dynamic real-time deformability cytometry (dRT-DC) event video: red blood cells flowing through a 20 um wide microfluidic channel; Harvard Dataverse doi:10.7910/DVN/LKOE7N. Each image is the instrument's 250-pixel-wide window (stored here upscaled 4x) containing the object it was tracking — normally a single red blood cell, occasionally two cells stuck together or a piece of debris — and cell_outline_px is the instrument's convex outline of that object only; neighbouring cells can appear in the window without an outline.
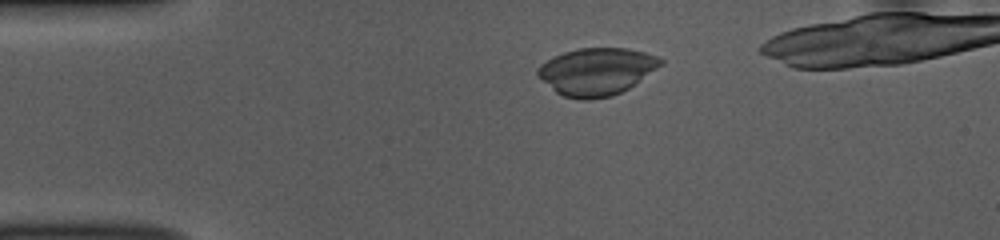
{"species": "common noctule bat (a hibernating species)", "species_latin": "Nyctalus noctula", "temperature_condition": "room temperature", "stored_images_in_passage": 46, "camera_frame_rate_fps": 3000, "um_per_image_px": 0.085, "animal": {"sex": "female", "body_mass_g": 10.0, "forearm_length_mm": 53.1}, "frame": {"image": 1, "passage_image": 10, "time_ms": 3.0, "image_size_px": [1000, 240], "cell_outline_px": [[664, 64], [628, 88], [612, 96], [588, 100], [580, 100], [564, 96], [556, 92], [536, 76], [536, 68], [540, 64], [552, 56], [564, 52], [580, 48], [628, 48], [644, 52], [656, 56], [664, 60]], "centroid_in_image_um": [50.68, 6.07], "position_along_channel_um": 34.3, "area_um2": 34.04}}
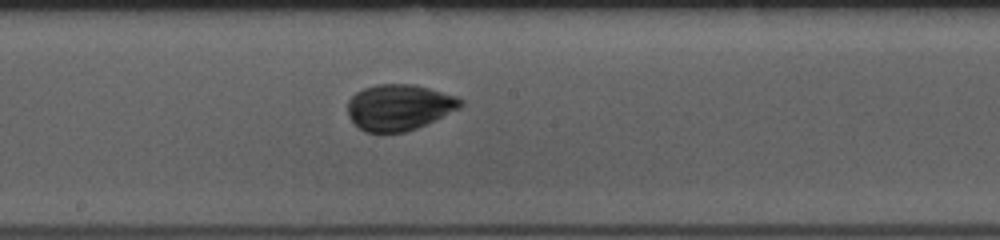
{"frame": {"image": 2, "passage_image": 27, "time_ms": 8.667, "image_size_px": [1000, 240], "cell_outline_px": [[464, 104], [460, 108], [416, 128], [404, 132], [364, 132], [348, 116], [348, 100], [356, 92], [364, 88], [376, 84], [412, 84], [428, 88], [456, 96], [464, 100]], "centroid_in_image_um": [33.92, 9.11], "position_along_channel_um": 214.3, "area_um2": 30.06}}
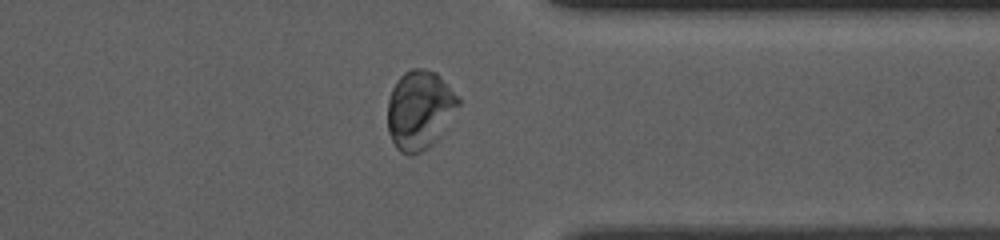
{"frame": {"image": 3, "passage_image": 40, "time_ms": 13.0, "image_size_px": [1000, 240], "cell_outline_px": [[460, 104], [440, 136], [432, 144], [420, 152], [412, 156], [408, 156], [400, 152], [396, 148], [388, 132], [388, 96], [396, 80], [404, 72], [412, 68], [424, 68], [436, 72], [460, 96]], "centroid_in_image_um": [35.67, 9.33], "position_along_channel_um": 375.7, "area_um2": 32.95}}